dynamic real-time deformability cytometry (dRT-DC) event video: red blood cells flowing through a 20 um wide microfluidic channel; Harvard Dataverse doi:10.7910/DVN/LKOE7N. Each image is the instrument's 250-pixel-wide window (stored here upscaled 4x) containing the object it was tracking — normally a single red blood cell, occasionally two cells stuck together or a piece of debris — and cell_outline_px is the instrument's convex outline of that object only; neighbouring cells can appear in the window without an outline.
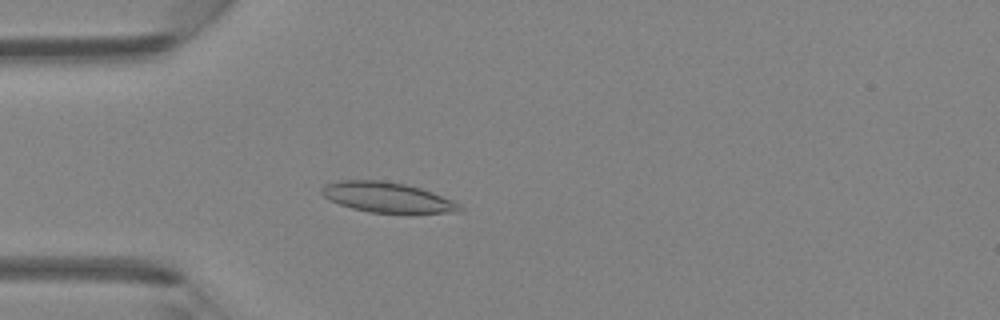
{"species": "Egyptian fruit bat (a non-hibernating species)", "species_latin": "Rousettus aegyptiacus", "temperature_condition": "room temperature", "stored_images_in_passage": 45, "camera_frame_rate_fps": 3000, "um_per_image_px": 0.085, "animal": {"sex": "female"}, "frame": {"image": 1, "passage_image": 13, "time_ms": 4.0, "image_size_px": [1000, 320], "cell_outline_px": [[464, 208], [460, 212], [412, 216], [408, 216], [368, 212], [352, 208], [340, 204], [324, 196], [320, 192], [320, 188], [324, 184], [340, 180], [380, 180], [404, 184], [420, 188], [432, 192], [452, 200], [460, 204]], "centroid_in_image_um": [33.01, 16.83], "position_along_channel_um": 52.0, "area_um2": 25.32}}
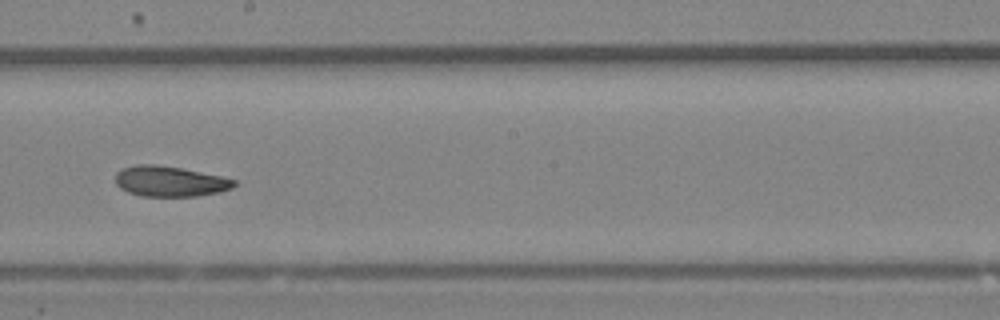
{"frame": {"image": 2, "passage_image": 26, "time_ms": 8.333, "image_size_px": [1000, 320], "cell_outline_px": [[236, 184], [232, 188], [220, 192], [196, 196], [140, 196], [128, 192], [120, 188], [116, 184], [116, 172], [124, 168], [136, 164], [156, 164], [180, 168], [224, 176], [236, 180]], "centroid_in_image_um": [14.46, 15.41], "position_along_channel_um": 233.7, "area_um2": 21.15}}
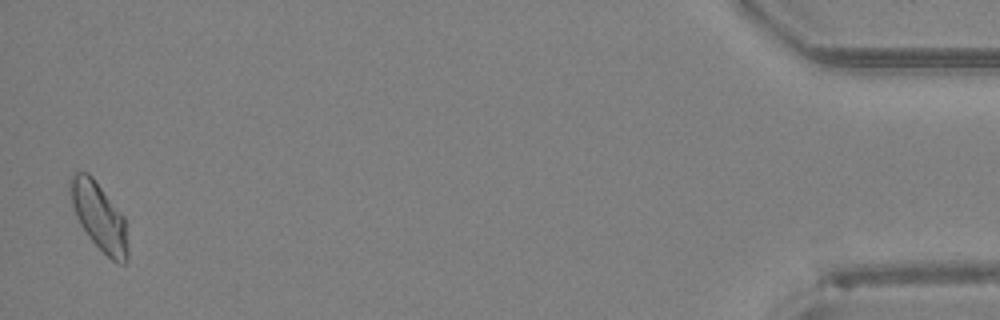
{"frame": {"image": 3, "passage_image": 45, "time_ms": 14.667, "image_size_px": [1000, 320], "cell_outline_px": [[128, 260], [124, 264], [120, 264], [112, 260], [88, 236], [80, 224], [76, 216], [72, 204], [68, 188], [68, 180], [76, 172], [88, 172], [92, 176], [124, 216], [128, 248]], "centroid_in_image_um": [8.42, 18.39], "position_along_channel_um": 426.8, "area_um2": 22.6}}